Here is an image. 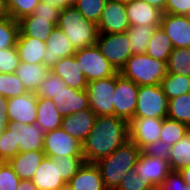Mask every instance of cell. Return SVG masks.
<instances>
[{"label": "cell", "mask_w": 190, "mask_h": 190, "mask_svg": "<svg viewBox=\"0 0 190 190\" xmlns=\"http://www.w3.org/2000/svg\"><path fill=\"white\" fill-rule=\"evenodd\" d=\"M116 190H157V187L150 180L139 177L133 168L123 176Z\"/></svg>", "instance_id": "60d3db41"}, {"label": "cell", "mask_w": 190, "mask_h": 190, "mask_svg": "<svg viewBox=\"0 0 190 190\" xmlns=\"http://www.w3.org/2000/svg\"><path fill=\"white\" fill-rule=\"evenodd\" d=\"M96 115L90 108L62 118L61 127L66 133L83 143L93 128Z\"/></svg>", "instance_id": "d6986e66"}, {"label": "cell", "mask_w": 190, "mask_h": 190, "mask_svg": "<svg viewBox=\"0 0 190 190\" xmlns=\"http://www.w3.org/2000/svg\"><path fill=\"white\" fill-rule=\"evenodd\" d=\"M52 100L63 117L89 108L87 91L69 86L62 88Z\"/></svg>", "instance_id": "ac0fdd59"}, {"label": "cell", "mask_w": 190, "mask_h": 190, "mask_svg": "<svg viewBox=\"0 0 190 190\" xmlns=\"http://www.w3.org/2000/svg\"><path fill=\"white\" fill-rule=\"evenodd\" d=\"M43 3H49L50 6L58 8L60 10L65 9L67 7L74 6L76 0H41Z\"/></svg>", "instance_id": "816d5d0a"}, {"label": "cell", "mask_w": 190, "mask_h": 190, "mask_svg": "<svg viewBox=\"0 0 190 190\" xmlns=\"http://www.w3.org/2000/svg\"><path fill=\"white\" fill-rule=\"evenodd\" d=\"M9 2L8 0H0V19L9 18Z\"/></svg>", "instance_id": "f5cc1de1"}, {"label": "cell", "mask_w": 190, "mask_h": 190, "mask_svg": "<svg viewBox=\"0 0 190 190\" xmlns=\"http://www.w3.org/2000/svg\"><path fill=\"white\" fill-rule=\"evenodd\" d=\"M37 96L34 92L8 99L10 123L34 124L37 119Z\"/></svg>", "instance_id": "4fadbf2b"}, {"label": "cell", "mask_w": 190, "mask_h": 190, "mask_svg": "<svg viewBox=\"0 0 190 190\" xmlns=\"http://www.w3.org/2000/svg\"><path fill=\"white\" fill-rule=\"evenodd\" d=\"M57 27L65 33L75 50L96 44L97 24L84 18L74 6L61 10Z\"/></svg>", "instance_id": "3957f363"}, {"label": "cell", "mask_w": 190, "mask_h": 190, "mask_svg": "<svg viewBox=\"0 0 190 190\" xmlns=\"http://www.w3.org/2000/svg\"><path fill=\"white\" fill-rule=\"evenodd\" d=\"M63 116L49 98H38L36 124L46 133L61 127Z\"/></svg>", "instance_id": "484cf974"}, {"label": "cell", "mask_w": 190, "mask_h": 190, "mask_svg": "<svg viewBox=\"0 0 190 190\" xmlns=\"http://www.w3.org/2000/svg\"><path fill=\"white\" fill-rule=\"evenodd\" d=\"M167 118L190 127V93L169 99Z\"/></svg>", "instance_id": "d6a6232c"}, {"label": "cell", "mask_w": 190, "mask_h": 190, "mask_svg": "<svg viewBox=\"0 0 190 190\" xmlns=\"http://www.w3.org/2000/svg\"><path fill=\"white\" fill-rule=\"evenodd\" d=\"M160 27L174 48L190 47V16L163 13Z\"/></svg>", "instance_id": "5bb4252c"}, {"label": "cell", "mask_w": 190, "mask_h": 190, "mask_svg": "<svg viewBox=\"0 0 190 190\" xmlns=\"http://www.w3.org/2000/svg\"><path fill=\"white\" fill-rule=\"evenodd\" d=\"M19 152L43 150L45 132L36 124L12 123Z\"/></svg>", "instance_id": "7402d4cb"}, {"label": "cell", "mask_w": 190, "mask_h": 190, "mask_svg": "<svg viewBox=\"0 0 190 190\" xmlns=\"http://www.w3.org/2000/svg\"><path fill=\"white\" fill-rule=\"evenodd\" d=\"M19 22L11 17L0 19V50L16 46Z\"/></svg>", "instance_id": "8d00e7d4"}, {"label": "cell", "mask_w": 190, "mask_h": 190, "mask_svg": "<svg viewBox=\"0 0 190 190\" xmlns=\"http://www.w3.org/2000/svg\"><path fill=\"white\" fill-rule=\"evenodd\" d=\"M9 123L8 99L0 95V126L7 127Z\"/></svg>", "instance_id": "f907efd6"}, {"label": "cell", "mask_w": 190, "mask_h": 190, "mask_svg": "<svg viewBox=\"0 0 190 190\" xmlns=\"http://www.w3.org/2000/svg\"><path fill=\"white\" fill-rule=\"evenodd\" d=\"M184 190H190V185H186V188Z\"/></svg>", "instance_id": "94428289"}, {"label": "cell", "mask_w": 190, "mask_h": 190, "mask_svg": "<svg viewBox=\"0 0 190 190\" xmlns=\"http://www.w3.org/2000/svg\"><path fill=\"white\" fill-rule=\"evenodd\" d=\"M19 22L18 36H28L46 42L48 36L56 28L57 22H50V18H38L36 15H28Z\"/></svg>", "instance_id": "d4e9b609"}, {"label": "cell", "mask_w": 190, "mask_h": 190, "mask_svg": "<svg viewBox=\"0 0 190 190\" xmlns=\"http://www.w3.org/2000/svg\"><path fill=\"white\" fill-rule=\"evenodd\" d=\"M166 65L167 73L190 77V47L174 48Z\"/></svg>", "instance_id": "1f68e13d"}, {"label": "cell", "mask_w": 190, "mask_h": 190, "mask_svg": "<svg viewBox=\"0 0 190 190\" xmlns=\"http://www.w3.org/2000/svg\"><path fill=\"white\" fill-rule=\"evenodd\" d=\"M119 73L138 86L161 84L167 74L164 61L153 59L148 54L131 55Z\"/></svg>", "instance_id": "277c9868"}, {"label": "cell", "mask_w": 190, "mask_h": 190, "mask_svg": "<svg viewBox=\"0 0 190 190\" xmlns=\"http://www.w3.org/2000/svg\"><path fill=\"white\" fill-rule=\"evenodd\" d=\"M50 71L59 76L66 86L86 90L88 82L75 55L59 59V61L50 68Z\"/></svg>", "instance_id": "ffe728a7"}, {"label": "cell", "mask_w": 190, "mask_h": 190, "mask_svg": "<svg viewBox=\"0 0 190 190\" xmlns=\"http://www.w3.org/2000/svg\"><path fill=\"white\" fill-rule=\"evenodd\" d=\"M129 139V122L114 115L97 116L93 128L82 143L84 160L96 163L112 154Z\"/></svg>", "instance_id": "6da1fadb"}, {"label": "cell", "mask_w": 190, "mask_h": 190, "mask_svg": "<svg viewBox=\"0 0 190 190\" xmlns=\"http://www.w3.org/2000/svg\"><path fill=\"white\" fill-rule=\"evenodd\" d=\"M60 177L68 183L84 164L83 156H62L58 157Z\"/></svg>", "instance_id": "b9f144b4"}, {"label": "cell", "mask_w": 190, "mask_h": 190, "mask_svg": "<svg viewBox=\"0 0 190 190\" xmlns=\"http://www.w3.org/2000/svg\"><path fill=\"white\" fill-rule=\"evenodd\" d=\"M114 1H118V2H120V3L127 4V3H130V2H132V1H134V0H114Z\"/></svg>", "instance_id": "680465c9"}, {"label": "cell", "mask_w": 190, "mask_h": 190, "mask_svg": "<svg viewBox=\"0 0 190 190\" xmlns=\"http://www.w3.org/2000/svg\"><path fill=\"white\" fill-rule=\"evenodd\" d=\"M189 131L190 127L187 124L164 118L160 140L172 146L179 142Z\"/></svg>", "instance_id": "e575fe53"}, {"label": "cell", "mask_w": 190, "mask_h": 190, "mask_svg": "<svg viewBox=\"0 0 190 190\" xmlns=\"http://www.w3.org/2000/svg\"><path fill=\"white\" fill-rule=\"evenodd\" d=\"M65 87L66 84L64 81L56 74L49 71L35 94L37 98L53 99L61 91V89Z\"/></svg>", "instance_id": "ab89813d"}, {"label": "cell", "mask_w": 190, "mask_h": 190, "mask_svg": "<svg viewBox=\"0 0 190 190\" xmlns=\"http://www.w3.org/2000/svg\"><path fill=\"white\" fill-rule=\"evenodd\" d=\"M179 172L182 174L184 182L187 185H190V166H187L186 168L182 169Z\"/></svg>", "instance_id": "9f6ffc18"}, {"label": "cell", "mask_w": 190, "mask_h": 190, "mask_svg": "<svg viewBox=\"0 0 190 190\" xmlns=\"http://www.w3.org/2000/svg\"><path fill=\"white\" fill-rule=\"evenodd\" d=\"M18 153L19 145H16L14 125L9 123L0 137V162H8Z\"/></svg>", "instance_id": "d590c367"}, {"label": "cell", "mask_w": 190, "mask_h": 190, "mask_svg": "<svg viewBox=\"0 0 190 190\" xmlns=\"http://www.w3.org/2000/svg\"><path fill=\"white\" fill-rule=\"evenodd\" d=\"M140 153L141 149L129 139L112 154L95 163L107 190L118 188L123 176L135 167Z\"/></svg>", "instance_id": "7a4b0ae2"}, {"label": "cell", "mask_w": 190, "mask_h": 190, "mask_svg": "<svg viewBox=\"0 0 190 190\" xmlns=\"http://www.w3.org/2000/svg\"><path fill=\"white\" fill-rule=\"evenodd\" d=\"M169 165L172 171H181L190 166V131L176 144L171 146Z\"/></svg>", "instance_id": "4dcf8cb0"}, {"label": "cell", "mask_w": 190, "mask_h": 190, "mask_svg": "<svg viewBox=\"0 0 190 190\" xmlns=\"http://www.w3.org/2000/svg\"><path fill=\"white\" fill-rule=\"evenodd\" d=\"M19 63L20 58L16 46L0 50V73H15Z\"/></svg>", "instance_id": "ee69618b"}, {"label": "cell", "mask_w": 190, "mask_h": 190, "mask_svg": "<svg viewBox=\"0 0 190 190\" xmlns=\"http://www.w3.org/2000/svg\"><path fill=\"white\" fill-rule=\"evenodd\" d=\"M139 86L132 80L116 73L114 90V116L130 122L136 111Z\"/></svg>", "instance_id": "9c48e42d"}, {"label": "cell", "mask_w": 190, "mask_h": 190, "mask_svg": "<svg viewBox=\"0 0 190 190\" xmlns=\"http://www.w3.org/2000/svg\"><path fill=\"white\" fill-rule=\"evenodd\" d=\"M72 190H107L95 163L84 162L68 182Z\"/></svg>", "instance_id": "603a6c76"}, {"label": "cell", "mask_w": 190, "mask_h": 190, "mask_svg": "<svg viewBox=\"0 0 190 190\" xmlns=\"http://www.w3.org/2000/svg\"><path fill=\"white\" fill-rule=\"evenodd\" d=\"M157 27V25L150 24H146L145 26H129V29L127 30V35L131 44L132 55H140L146 53L148 43Z\"/></svg>", "instance_id": "f1b7e54d"}, {"label": "cell", "mask_w": 190, "mask_h": 190, "mask_svg": "<svg viewBox=\"0 0 190 190\" xmlns=\"http://www.w3.org/2000/svg\"><path fill=\"white\" fill-rule=\"evenodd\" d=\"M96 45L109 63L117 70L126 64L131 57V44L127 32L123 33H98Z\"/></svg>", "instance_id": "ba28073f"}, {"label": "cell", "mask_w": 190, "mask_h": 190, "mask_svg": "<svg viewBox=\"0 0 190 190\" xmlns=\"http://www.w3.org/2000/svg\"><path fill=\"white\" fill-rule=\"evenodd\" d=\"M20 181L8 162H0V190H18Z\"/></svg>", "instance_id": "f6af8a7d"}, {"label": "cell", "mask_w": 190, "mask_h": 190, "mask_svg": "<svg viewBox=\"0 0 190 190\" xmlns=\"http://www.w3.org/2000/svg\"><path fill=\"white\" fill-rule=\"evenodd\" d=\"M163 119L159 118H133L129 122L130 140L141 150L160 140Z\"/></svg>", "instance_id": "7c38bea8"}, {"label": "cell", "mask_w": 190, "mask_h": 190, "mask_svg": "<svg viewBox=\"0 0 190 190\" xmlns=\"http://www.w3.org/2000/svg\"><path fill=\"white\" fill-rule=\"evenodd\" d=\"M61 10L50 6L49 3L39 2L32 15L38 18H50V22H58Z\"/></svg>", "instance_id": "c3c4849f"}, {"label": "cell", "mask_w": 190, "mask_h": 190, "mask_svg": "<svg viewBox=\"0 0 190 190\" xmlns=\"http://www.w3.org/2000/svg\"><path fill=\"white\" fill-rule=\"evenodd\" d=\"M162 89L168 100L185 93H190V77L167 73L161 82Z\"/></svg>", "instance_id": "836d02e7"}, {"label": "cell", "mask_w": 190, "mask_h": 190, "mask_svg": "<svg viewBox=\"0 0 190 190\" xmlns=\"http://www.w3.org/2000/svg\"><path fill=\"white\" fill-rule=\"evenodd\" d=\"M58 190H72L68 183L60 187Z\"/></svg>", "instance_id": "6f0895ef"}, {"label": "cell", "mask_w": 190, "mask_h": 190, "mask_svg": "<svg viewBox=\"0 0 190 190\" xmlns=\"http://www.w3.org/2000/svg\"><path fill=\"white\" fill-rule=\"evenodd\" d=\"M33 184L38 190H58L66 184L60 177L58 157H46L39 165L34 177Z\"/></svg>", "instance_id": "2e32d148"}, {"label": "cell", "mask_w": 190, "mask_h": 190, "mask_svg": "<svg viewBox=\"0 0 190 190\" xmlns=\"http://www.w3.org/2000/svg\"><path fill=\"white\" fill-rule=\"evenodd\" d=\"M41 0H8L10 17L15 21L31 15Z\"/></svg>", "instance_id": "7bdbcfd3"}, {"label": "cell", "mask_w": 190, "mask_h": 190, "mask_svg": "<svg viewBox=\"0 0 190 190\" xmlns=\"http://www.w3.org/2000/svg\"><path fill=\"white\" fill-rule=\"evenodd\" d=\"M50 68L44 64H27L20 62L15 74L28 92H36L45 79Z\"/></svg>", "instance_id": "83f0119b"}, {"label": "cell", "mask_w": 190, "mask_h": 190, "mask_svg": "<svg viewBox=\"0 0 190 190\" xmlns=\"http://www.w3.org/2000/svg\"><path fill=\"white\" fill-rule=\"evenodd\" d=\"M7 129V127H1L0 126V137L3 134V132Z\"/></svg>", "instance_id": "91938a15"}, {"label": "cell", "mask_w": 190, "mask_h": 190, "mask_svg": "<svg viewBox=\"0 0 190 190\" xmlns=\"http://www.w3.org/2000/svg\"><path fill=\"white\" fill-rule=\"evenodd\" d=\"M129 26L125 4L107 0L100 21L97 24L98 33H123L127 32Z\"/></svg>", "instance_id": "8fae6325"}, {"label": "cell", "mask_w": 190, "mask_h": 190, "mask_svg": "<svg viewBox=\"0 0 190 190\" xmlns=\"http://www.w3.org/2000/svg\"><path fill=\"white\" fill-rule=\"evenodd\" d=\"M43 151L46 157L83 156L82 143L62 128L45 133Z\"/></svg>", "instance_id": "30bf717a"}, {"label": "cell", "mask_w": 190, "mask_h": 190, "mask_svg": "<svg viewBox=\"0 0 190 190\" xmlns=\"http://www.w3.org/2000/svg\"><path fill=\"white\" fill-rule=\"evenodd\" d=\"M168 102L161 84L139 86L134 118H167Z\"/></svg>", "instance_id": "5b68a950"}, {"label": "cell", "mask_w": 190, "mask_h": 190, "mask_svg": "<svg viewBox=\"0 0 190 190\" xmlns=\"http://www.w3.org/2000/svg\"><path fill=\"white\" fill-rule=\"evenodd\" d=\"M116 74L88 82L86 91L89 97V108L96 116L114 115V90Z\"/></svg>", "instance_id": "52a82bcc"}, {"label": "cell", "mask_w": 190, "mask_h": 190, "mask_svg": "<svg viewBox=\"0 0 190 190\" xmlns=\"http://www.w3.org/2000/svg\"><path fill=\"white\" fill-rule=\"evenodd\" d=\"M16 47L20 62L27 64H43L45 51L47 49L45 42L33 37L18 36Z\"/></svg>", "instance_id": "4316f807"}, {"label": "cell", "mask_w": 190, "mask_h": 190, "mask_svg": "<svg viewBox=\"0 0 190 190\" xmlns=\"http://www.w3.org/2000/svg\"><path fill=\"white\" fill-rule=\"evenodd\" d=\"M170 150L171 146L169 144L159 140L145 146L141 152L147 156L168 160L171 152Z\"/></svg>", "instance_id": "bcb514c9"}, {"label": "cell", "mask_w": 190, "mask_h": 190, "mask_svg": "<svg viewBox=\"0 0 190 190\" xmlns=\"http://www.w3.org/2000/svg\"><path fill=\"white\" fill-rule=\"evenodd\" d=\"M18 190H38V188L33 184L32 180L21 179Z\"/></svg>", "instance_id": "db71d44e"}, {"label": "cell", "mask_w": 190, "mask_h": 190, "mask_svg": "<svg viewBox=\"0 0 190 190\" xmlns=\"http://www.w3.org/2000/svg\"><path fill=\"white\" fill-rule=\"evenodd\" d=\"M45 44L47 49L45 51L43 64L49 68L53 67L59 59L73 56L76 51L65 33L57 26L48 36Z\"/></svg>", "instance_id": "e0dca14e"}, {"label": "cell", "mask_w": 190, "mask_h": 190, "mask_svg": "<svg viewBox=\"0 0 190 190\" xmlns=\"http://www.w3.org/2000/svg\"><path fill=\"white\" fill-rule=\"evenodd\" d=\"M107 0H76V7L84 18L98 24Z\"/></svg>", "instance_id": "f35d334b"}, {"label": "cell", "mask_w": 190, "mask_h": 190, "mask_svg": "<svg viewBox=\"0 0 190 190\" xmlns=\"http://www.w3.org/2000/svg\"><path fill=\"white\" fill-rule=\"evenodd\" d=\"M173 49L169 36L165 34L161 27H157L148 43L146 54L153 59L167 63Z\"/></svg>", "instance_id": "f546056e"}, {"label": "cell", "mask_w": 190, "mask_h": 190, "mask_svg": "<svg viewBox=\"0 0 190 190\" xmlns=\"http://www.w3.org/2000/svg\"><path fill=\"white\" fill-rule=\"evenodd\" d=\"M183 176L179 171H171L157 190H184L186 188Z\"/></svg>", "instance_id": "7dc6e473"}, {"label": "cell", "mask_w": 190, "mask_h": 190, "mask_svg": "<svg viewBox=\"0 0 190 190\" xmlns=\"http://www.w3.org/2000/svg\"><path fill=\"white\" fill-rule=\"evenodd\" d=\"M74 55L87 82L111 77L118 72L96 44L76 50Z\"/></svg>", "instance_id": "8992f818"}, {"label": "cell", "mask_w": 190, "mask_h": 190, "mask_svg": "<svg viewBox=\"0 0 190 190\" xmlns=\"http://www.w3.org/2000/svg\"><path fill=\"white\" fill-rule=\"evenodd\" d=\"M45 158L43 150L19 152L8 163L20 179L32 180L42 160Z\"/></svg>", "instance_id": "cb8c5ba5"}, {"label": "cell", "mask_w": 190, "mask_h": 190, "mask_svg": "<svg viewBox=\"0 0 190 190\" xmlns=\"http://www.w3.org/2000/svg\"><path fill=\"white\" fill-rule=\"evenodd\" d=\"M150 5L159 8L163 12L165 11V6H166V0H144Z\"/></svg>", "instance_id": "11a10c76"}, {"label": "cell", "mask_w": 190, "mask_h": 190, "mask_svg": "<svg viewBox=\"0 0 190 190\" xmlns=\"http://www.w3.org/2000/svg\"><path fill=\"white\" fill-rule=\"evenodd\" d=\"M134 169L139 177L150 180L156 187H158L172 171L168 160L147 156L142 152L139 155Z\"/></svg>", "instance_id": "9a60e30c"}, {"label": "cell", "mask_w": 190, "mask_h": 190, "mask_svg": "<svg viewBox=\"0 0 190 190\" xmlns=\"http://www.w3.org/2000/svg\"><path fill=\"white\" fill-rule=\"evenodd\" d=\"M163 13L190 16V0H166Z\"/></svg>", "instance_id": "681fc988"}, {"label": "cell", "mask_w": 190, "mask_h": 190, "mask_svg": "<svg viewBox=\"0 0 190 190\" xmlns=\"http://www.w3.org/2000/svg\"><path fill=\"white\" fill-rule=\"evenodd\" d=\"M25 86L15 73H0V95L7 99L27 93Z\"/></svg>", "instance_id": "74e56055"}, {"label": "cell", "mask_w": 190, "mask_h": 190, "mask_svg": "<svg viewBox=\"0 0 190 190\" xmlns=\"http://www.w3.org/2000/svg\"><path fill=\"white\" fill-rule=\"evenodd\" d=\"M128 21L131 25L145 26L146 24L160 27L163 11L144 0H134L125 4Z\"/></svg>", "instance_id": "44dd1931"}]
</instances>
